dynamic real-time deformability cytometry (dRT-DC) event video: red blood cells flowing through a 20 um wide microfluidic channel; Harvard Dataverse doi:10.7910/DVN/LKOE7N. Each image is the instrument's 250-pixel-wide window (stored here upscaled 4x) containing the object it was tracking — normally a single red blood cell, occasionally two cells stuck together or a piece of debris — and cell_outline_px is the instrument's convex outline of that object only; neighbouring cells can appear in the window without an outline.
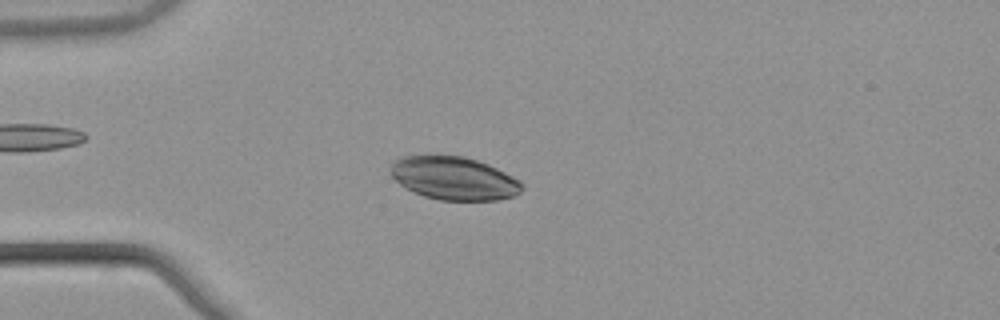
{"species": "common noctule bat (a hibernating species)", "species_latin": "Nyctalus noctula", "temperature_condition": "warm", "stored_images_in_passage": 50, "camera_frame_rate_fps": 3000, "um_per_image_px": 0.085, "animal": {"sex": "male", "body_mass_g": 21.5, "forearm_length_mm": 52.0}, "frame": {"image": 1, "passage_image": 11, "time_ms": 3.333, "image_size_px": [1000, 320], "cell_outline_px": [[524, 188], [520, 192], [512, 196], [500, 200], [440, 200], [424, 196], [404, 188], [392, 176], [392, 164], [400, 156], [428, 152], [464, 156], [488, 164], [520, 180], [524, 184]], "centroid_in_image_um": [38.56, 15.11], "position_along_channel_um": 46.4, "area_um2": 33.76}}
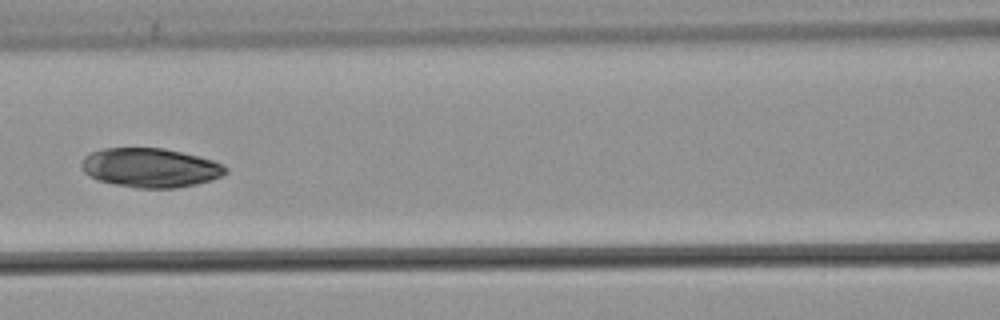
{"frame": {"image": 2, "passage_image": 21, "time_ms": 6.667, "image_size_px": [1000, 320], "cell_outline_px": [[228, 172], [212, 180], [196, 184], [176, 188], [136, 188], [96, 180], [84, 172], [80, 164], [84, 156], [92, 152], [104, 148], [164, 148], [212, 160], [228, 168]], "centroid_in_image_um": [12.75, 14.26], "position_along_channel_um": 153.8, "area_um2": 32.83}}
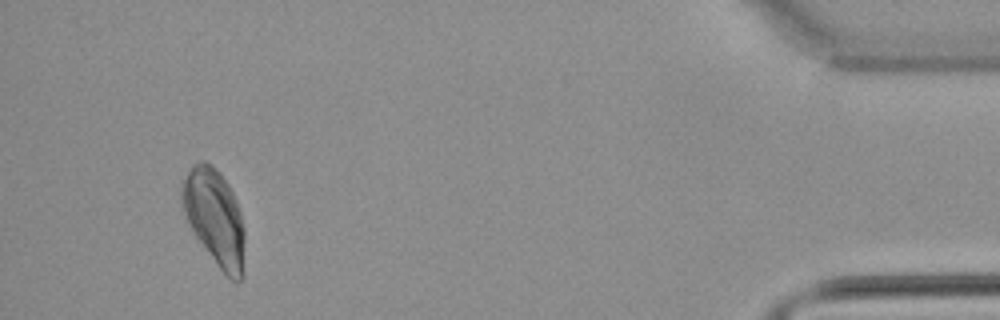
{"frame": {"image": 3, "passage_image": 47, "time_ms": 15.333, "image_size_px": [1000, 320], "cell_outline_px": [[244, 276], [240, 280], [232, 280], [216, 264], [196, 236], [188, 224], [180, 208], [180, 188], [192, 164], [200, 160], [204, 160], [212, 164], [220, 172], [228, 184], [236, 200], [240, 212], [244, 228]], "centroid_in_image_um": [18.22, 18.45], "position_along_channel_um": 417.0, "area_um2": 35.55}}